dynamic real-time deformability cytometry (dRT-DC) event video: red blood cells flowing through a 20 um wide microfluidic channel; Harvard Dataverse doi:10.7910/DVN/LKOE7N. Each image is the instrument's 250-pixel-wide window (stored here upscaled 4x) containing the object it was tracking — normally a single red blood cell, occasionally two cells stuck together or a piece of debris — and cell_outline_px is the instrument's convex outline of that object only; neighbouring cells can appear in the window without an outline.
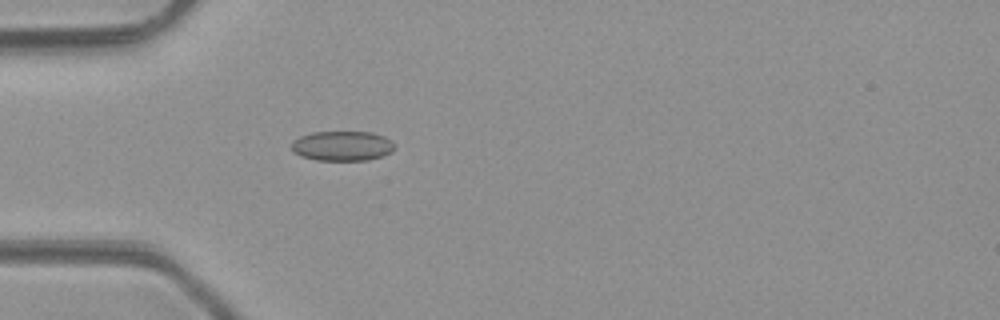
{"species": "common noctule bat (a hibernating species)", "species_latin": "Nyctalus noctula", "temperature_condition": "room temperature", "stored_images_in_passage": 48, "camera_frame_rate_fps": 3000, "um_per_image_px": 0.085, "animal": {"sex": "male", "body_mass_g": 23.1, "forearm_length_mm": 52.7}, "frame": {"image": 1, "passage_image": 14, "time_ms": 4.333, "image_size_px": [1000, 320], "cell_outline_px": [[396, 148], [392, 152], [368, 160], [316, 160], [300, 156], [292, 152], [292, 140], [300, 136], [312, 132], [372, 132], [384, 136], [392, 140]], "centroid_in_image_um": [29.09, 12.4], "position_along_channel_um": 55.9, "area_um2": 18.09}}
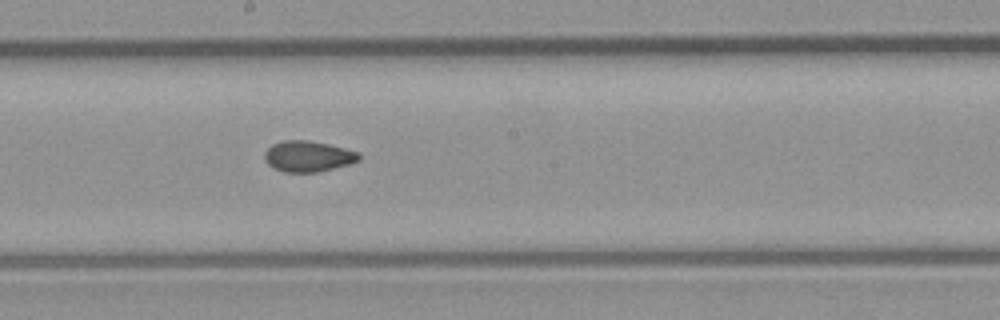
{"frame": {"image": 2, "passage_image": 26, "time_ms": 8.333, "image_size_px": [1000, 320], "cell_outline_px": [[360, 160], [352, 164], [316, 172], [284, 172], [272, 168], [264, 160], [264, 152], [272, 144], [284, 140], [308, 140], [328, 144], [360, 152]], "centroid_in_image_um": [26.18, 13.29], "position_along_channel_um": 222.0, "area_um2": 17.17}}
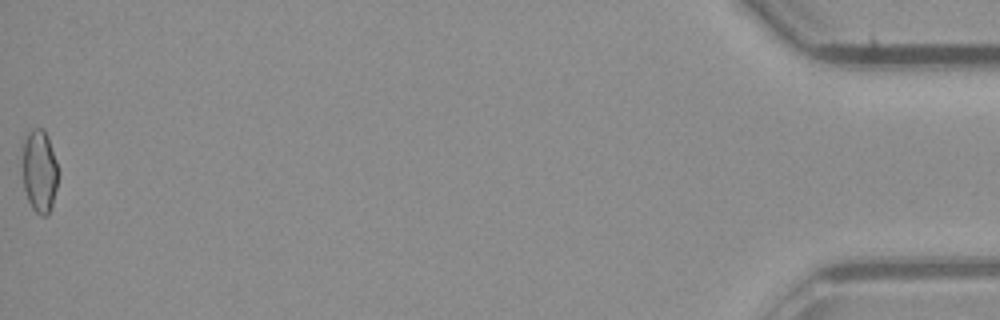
{"frame": {"image": 3, "passage_image": 48, "time_ms": 15.667, "image_size_px": [1000, 320], "cell_outline_px": [[56, 188], [52, 204], [48, 216], [40, 216], [32, 208], [28, 200], [24, 188], [20, 160], [24, 140], [28, 132], [32, 128], [44, 128], [48, 136], [56, 160]], "centroid_in_image_um": [3.3, 14.51], "position_along_channel_um": 431.9, "area_um2": 17.51}, "authors_computed_cell_mechanics": {"area_um2": 17.2533, "velocity_mm_per_s": 4.2794, "shape_relaxation_time_tau1_ms": null, "shape_relaxation_time_tau2_ms": 1.4244, "deformation_change_tau1": null, "deformation_change_tau2": 0.0575}}